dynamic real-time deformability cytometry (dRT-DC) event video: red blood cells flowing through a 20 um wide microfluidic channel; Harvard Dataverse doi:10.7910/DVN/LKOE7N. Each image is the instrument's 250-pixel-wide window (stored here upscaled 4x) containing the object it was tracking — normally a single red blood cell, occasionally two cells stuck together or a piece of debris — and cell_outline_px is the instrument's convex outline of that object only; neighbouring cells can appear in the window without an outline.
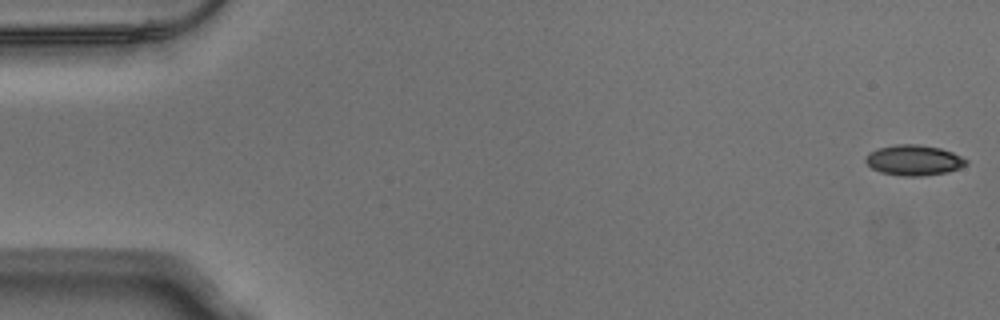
{"species": "Egyptian fruit bat (a non-hibernating species)", "species_latin": "Rousettus aegyptiacus", "temperature_condition": "warm", "stored_images_in_passage": 20, "camera_frame_rate_fps": 3000, "um_per_image_px": 0.085, "animal": {"sex": "male"}, "frame": {"image": 1, "passage_image": 1, "time_ms": 0.0, "image_size_px": [1000, 320], "cell_outline_px": [[968, 164], [960, 168], [948, 172], [920, 176], [904, 176], [880, 172], [872, 168], [864, 160], [864, 156], [868, 152], [880, 148], [896, 144], [920, 144], [940, 148], [952, 152], [968, 160]], "centroid_in_image_um": [77.67, 13.61], "position_along_channel_um": 7.3, "area_um2": 17.92}}
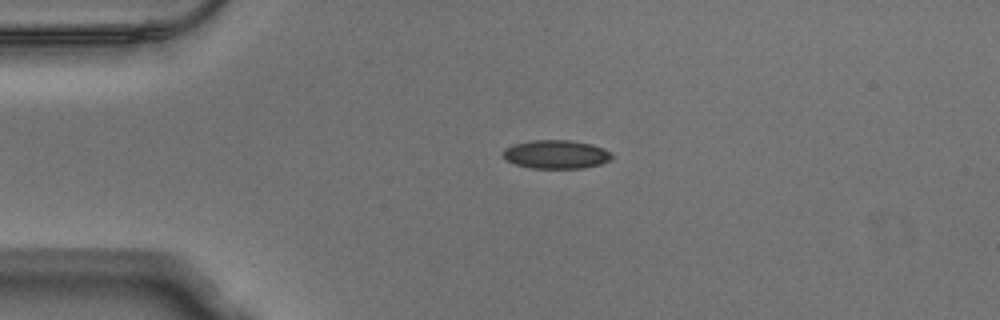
{"frame": {"image": 2, "passage_image": 12, "time_ms": 3.667, "image_size_px": [1000, 320], "cell_outline_px": [[612, 160], [600, 164], [584, 168], [532, 168], [516, 164], [508, 160], [504, 156], [504, 148], [512, 144], [532, 140], [568, 140], [592, 144], [604, 148], [612, 152]], "centroid_in_image_um": [47.32, 13.11], "position_along_channel_um": 37.7, "area_um2": 18.15}}
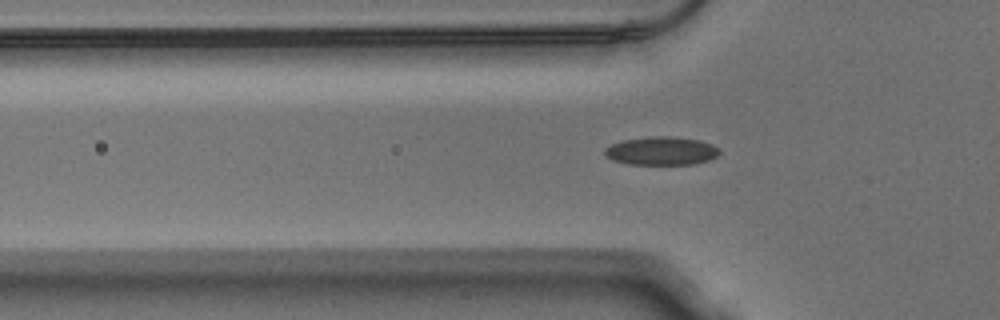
{"frame": {"image": 3, "passage_image": 17, "time_ms": 5.333, "image_size_px": [1000, 320], "cell_outline_px": [[720, 152], [716, 156], [708, 160], [692, 164], [628, 164], [612, 160], [604, 152], [604, 148], [612, 144], [624, 140], [652, 136], [668, 136], [700, 140], [712, 144], [720, 148]], "centroid_in_image_um": [56.23, 12.82], "position_along_channel_um": 69.6, "area_um2": 18.84}}